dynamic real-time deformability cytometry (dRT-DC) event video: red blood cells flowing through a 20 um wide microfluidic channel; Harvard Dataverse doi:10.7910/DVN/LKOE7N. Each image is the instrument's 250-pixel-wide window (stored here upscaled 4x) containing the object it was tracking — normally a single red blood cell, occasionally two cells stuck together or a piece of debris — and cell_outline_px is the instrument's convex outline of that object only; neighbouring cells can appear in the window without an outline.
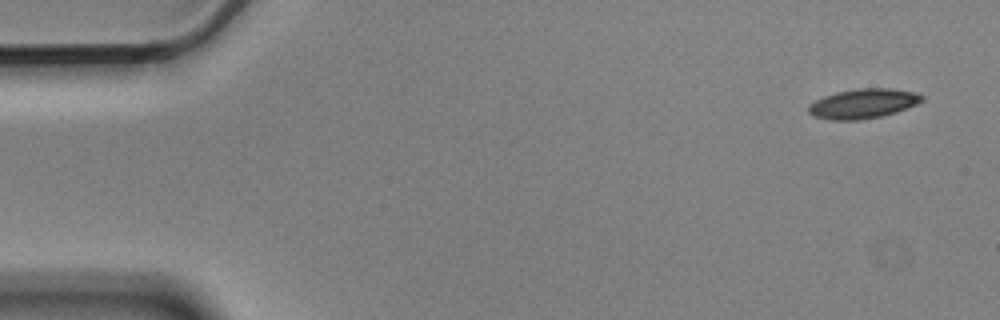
{"species": "Egyptian fruit bat (a non-hibernating species)", "species_latin": "Rousettus aegyptiacus", "temperature_condition": "cold", "stored_images_in_passage": 5, "segment_of_instrument_passage": [1, 2], "camera_frame_rate_fps": 3000, "um_per_image_px": 0.085, "animal": {"sex": "male"}, "frame": {"image": 1, "passage_image": 1, "time_ms": 0.0, "image_size_px": [1000, 320], "cell_outline_px": [[924, 100], [916, 104], [896, 112], [880, 116], [860, 120], [828, 120], [812, 116], [808, 112], [808, 104], [824, 96], [836, 92], [860, 88], [892, 88], [912, 92], [924, 96]], "centroid_in_image_um": [73.32, 8.81], "position_along_channel_um": 11.7, "area_um2": 19.59}}
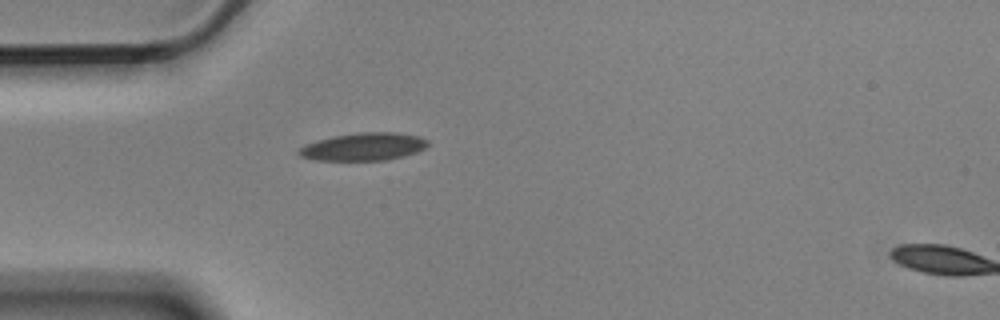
{"frame": {"image": 2, "passage_image": 4, "time_ms": 1.0, "image_size_px": [1000, 320], "cell_outline_px": [[428, 144], [424, 148], [416, 152], [404, 156], [388, 160], [316, 160], [300, 156], [296, 152], [304, 144], [316, 140], [332, 136], [360, 132], [396, 132], [420, 136], [428, 140]], "centroid_in_image_um": [30.89, 12.46], "position_along_channel_um": 54.1, "area_um2": 20.98}}